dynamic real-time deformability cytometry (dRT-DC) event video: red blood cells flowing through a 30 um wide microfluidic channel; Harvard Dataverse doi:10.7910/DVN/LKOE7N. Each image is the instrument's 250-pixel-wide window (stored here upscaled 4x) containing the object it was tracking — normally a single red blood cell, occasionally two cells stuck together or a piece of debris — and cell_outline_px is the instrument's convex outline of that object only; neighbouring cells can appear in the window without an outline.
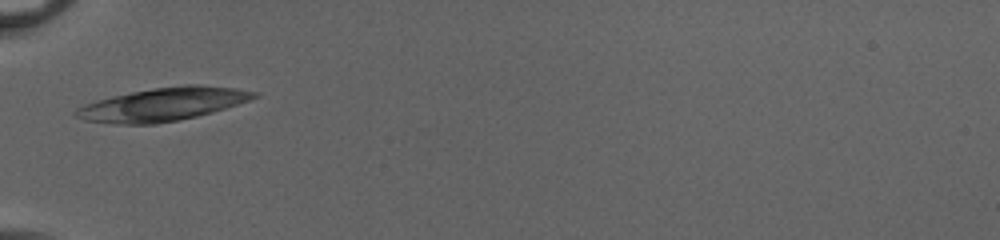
{"species": "common noctule bat (a hibernating species)", "species_latin": "Nyctalus noctula", "temperature_condition": "cold", "stored_images_in_passage": 33, "camera_frame_rate_fps": 3000, "um_per_image_px": 0.085, "animal": {"sex": "female", "body_mass_g": 20.0, "forearm_length_mm": 54.0}, "frame": {"image": 1, "passage_image": 1, "time_ms": 0.0, "image_size_px": [1000, 240], "cell_outline_px": [[260, 96], [212, 112], [196, 116], [156, 124], [112, 124], [84, 120], [76, 116], [72, 112], [76, 108], [84, 104], [96, 100], [112, 96], [152, 88], [184, 84], [196, 84], [236, 88], [256, 92]], "centroid_in_image_um": [13.79, 8.86], "position_along_channel_um": 71.2, "area_um2": 34.33}}
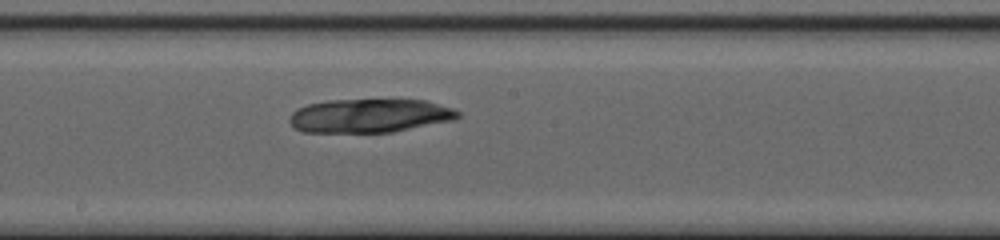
{"frame": {"image": 2, "passage_image": 12, "time_ms": 3.667, "image_size_px": [1000, 240], "cell_outline_px": [[460, 116], [456, 120], [392, 132], [300, 132], [288, 120], [288, 116], [296, 108], [308, 104], [328, 100], [424, 100], [452, 108], [460, 112]], "centroid_in_image_um": [31.4, 9.84], "position_along_channel_um": 216.8, "area_um2": 33.18}}
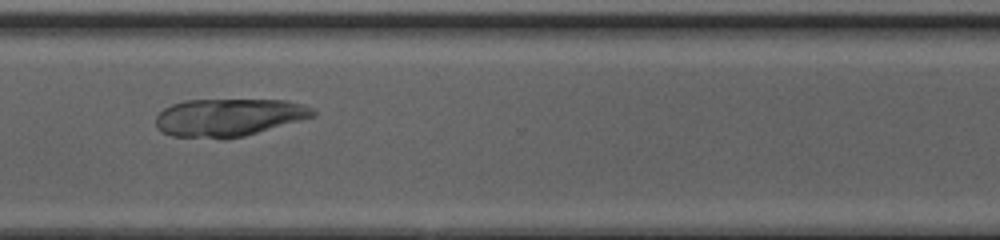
{"frame": {"image": 3, "passage_image": 22, "time_ms": 7.0, "image_size_px": [1000, 240], "cell_outline_px": [[316, 116], [244, 136], [224, 140], [172, 136], [160, 132], [156, 128], [156, 116], [164, 108], [172, 104], [184, 100], [284, 100], [300, 104], [312, 108], [316, 112]], "centroid_in_image_um": [19.39, 10.0], "position_along_channel_um": 351.2, "area_um2": 34.85}}